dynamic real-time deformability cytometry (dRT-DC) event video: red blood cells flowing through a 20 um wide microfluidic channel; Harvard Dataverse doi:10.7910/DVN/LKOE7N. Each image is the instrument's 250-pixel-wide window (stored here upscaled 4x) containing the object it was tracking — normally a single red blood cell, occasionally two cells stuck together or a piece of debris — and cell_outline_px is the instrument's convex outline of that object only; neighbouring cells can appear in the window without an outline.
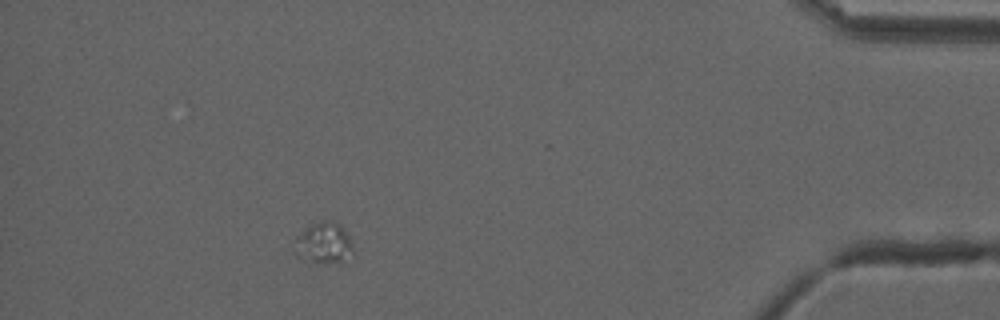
{"species": "common noctule bat (a hibernating species)", "species_latin": "Nyctalus noctula", "temperature_condition": "cold", "stored_images_in_passage": 44, "camera_frame_rate_fps": 3000, "um_per_image_px": 0.085, "animal": {"sex": "male", "forearm_length_mm": 52.5}, "frame": {"image": 1, "passage_image": 38, "time_ms": 12.333, "image_size_px": [1000, 320], "cell_outline_px": [[352, 252], [340, 260], [300, 260], [296, 256], [296, 236], [304, 228], [312, 224], [324, 220], [336, 220], [340, 224], [348, 236], [352, 244]], "centroid_in_image_um": [27.47, 20.57], "position_along_channel_um": 407.7, "area_um2": 13.35}}